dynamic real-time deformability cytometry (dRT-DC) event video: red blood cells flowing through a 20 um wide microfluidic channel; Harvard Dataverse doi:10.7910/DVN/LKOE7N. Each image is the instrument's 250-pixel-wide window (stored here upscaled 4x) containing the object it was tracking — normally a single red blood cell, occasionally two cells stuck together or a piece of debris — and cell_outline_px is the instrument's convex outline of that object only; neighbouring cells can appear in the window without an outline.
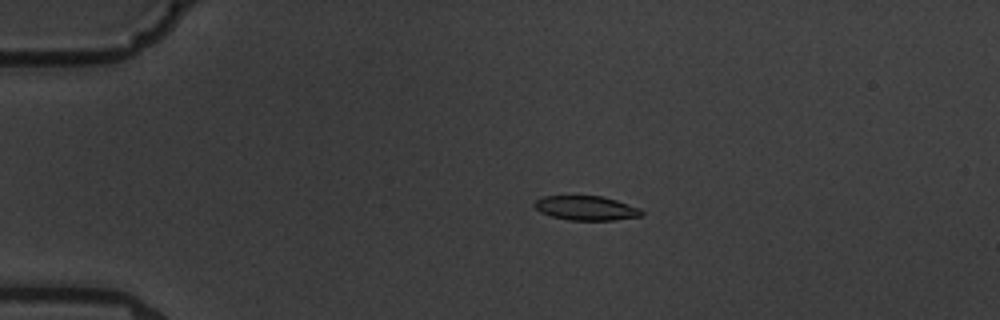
{"species": "common noctule bat (a hibernating species)", "species_latin": "Nyctalus noctula", "temperature_condition": "warm", "stored_images_in_passage": 6, "camera_frame_rate_fps": 3000, "um_per_image_px": 0.085, "animal": {"sex": "male", "body_mass_g": 19.5, "forearm_length_mm": 54.6}, "frame": {"image": 1, "passage_image": 4, "time_ms": 3.333, "image_size_px": [1000, 320], "cell_outline_px": [[644, 212], [640, 216], [612, 220], [568, 220], [552, 216], [540, 212], [532, 204], [536, 200], [544, 196], [604, 196], [640, 208]], "centroid_in_image_um": [49.81, 17.68], "position_along_channel_um": 35.2, "area_um2": 15.14}}
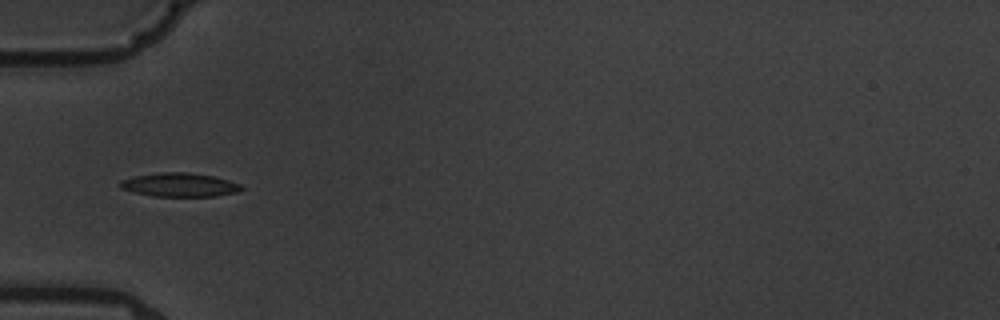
{"frame": {"image": 2, "passage_image": 6, "time_ms": 5.667, "image_size_px": [1000, 320], "cell_outline_px": [[244, 188], [240, 192], [216, 196], [152, 196], [120, 188], [116, 184], [120, 180], [132, 176], [160, 172], [188, 172], [212, 176], [228, 180], [240, 184]], "centroid_in_image_um": [15.24, 15.7], "position_along_channel_um": 69.8, "area_um2": 16.94}}